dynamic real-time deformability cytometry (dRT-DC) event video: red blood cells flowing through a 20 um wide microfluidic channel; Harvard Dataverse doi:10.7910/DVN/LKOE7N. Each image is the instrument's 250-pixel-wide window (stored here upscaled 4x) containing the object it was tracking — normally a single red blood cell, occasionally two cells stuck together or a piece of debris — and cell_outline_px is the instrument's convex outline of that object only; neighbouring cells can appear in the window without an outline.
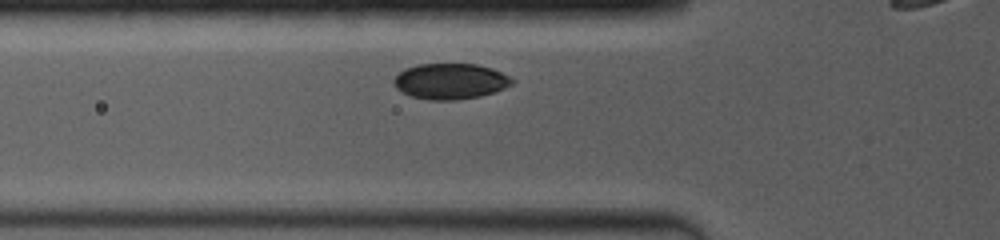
{"species": "common noctule bat (a hibernating species)", "species_latin": "Nyctalus noctula", "temperature_condition": "room temperature", "stored_images_in_passage": 30, "camera_frame_rate_fps": 4000, "um_per_image_px": 0.085, "animal": {"sex": "female", "body_mass_g": 19.0, "forearm_length_mm": 53.3}, "frame": {"image": 1, "passage_image": 3, "time_ms": 1.0, "image_size_px": [1000, 240], "cell_outline_px": [[516, 80], [512, 84], [496, 92], [480, 96], [456, 100], [428, 100], [412, 96], [396, 88], [392, 80], [404, 68], [420, 64], [476, 64], [492, 68]], "centroid_in_image_um": [38.29, 6.91], "position_along_channel_um": 87.5, "area_um2": 24.62}}
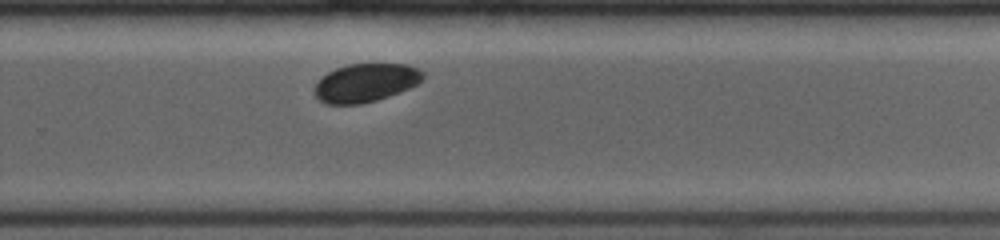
{"frame": {"image": 2, "passage_image": 18, "time_ms": 6.5, "image_size_px": [1000, 240], "cell_outline_px": [[424, 76], [416, 84], [400, 92], [376, 100], [360, 104], [328, 104], [320, 100], [312, 92], [316, 84], [328, 72], [336, 68], [348, 64], [404, 64], [420, 68], [424, 72]], "centroid_in_image_um": [31.08, 7.03], "position_along_channel_um": 298.7, "area_um2": 24.1}}
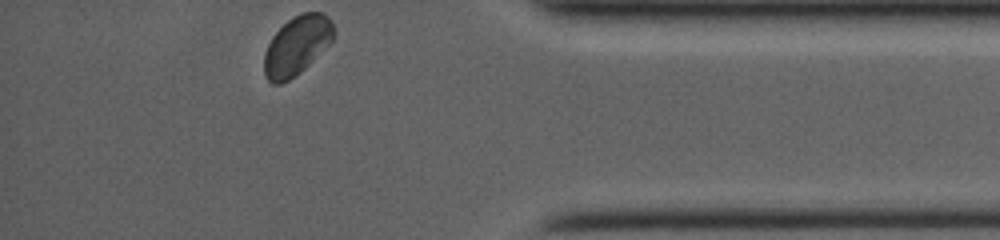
{"frame": {"image": 3, "passage_image": 30, "time_ms": 9.75, "image_size_px": [1000, 240], "cell_outline_px": [[336, 36], [300, 72], [288, 80], [280, 84], [272, 84], [268, 80], [264, 72], [264, 52], [272, 36], [292, 16], [300, 12], [324, 12], [332, 20]], "centroid_in_image_um": [25.23, 3.84], "position_along_channel_um": 410.0, "area_um2": 23.87}}